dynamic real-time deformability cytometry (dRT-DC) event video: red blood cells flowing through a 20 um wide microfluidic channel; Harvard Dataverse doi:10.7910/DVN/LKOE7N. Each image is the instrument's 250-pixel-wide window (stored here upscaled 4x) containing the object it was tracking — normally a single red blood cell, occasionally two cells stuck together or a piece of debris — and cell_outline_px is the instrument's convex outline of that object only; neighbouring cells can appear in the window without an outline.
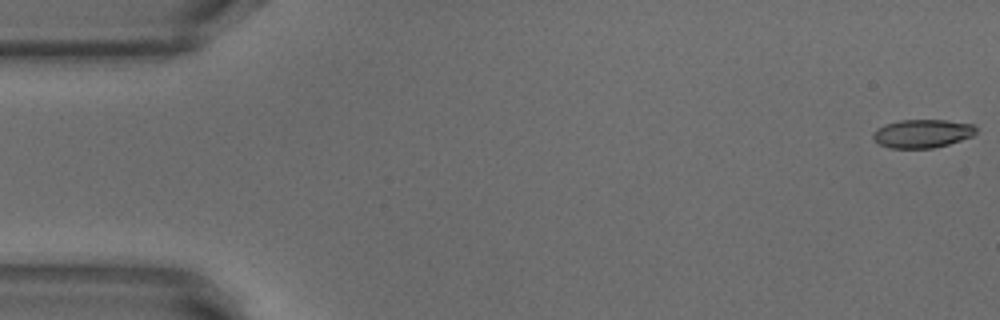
{"species": "common noctule bat (a hibernating species)", "species_latin": "Nyctalus noctula", "temperature_condition": "warm", "stored_images_in_passage": 52, "camera_frame_rate_fps": 3000, "um_per_image_px": 0.085, "animal": {"sex": "male", "body_mass_g": 18.8}, "frame": {"image": 1, "passage_image": 1, "time_ms": 0.0, "image_size_px": [1000, 320], "cell_outline_px": [[976, 132], [972, 136], [948, 144], [932, 148], [892, 148], [880, 144], [872, 136], [872, 132], [876, 128], [884, 124], [900, 120], [948, 120], [976, 124]], "centroid_in_image_um": [78.4, 11.33], "position_along_channel_um": 6.6, "area_um2": 17.11}}
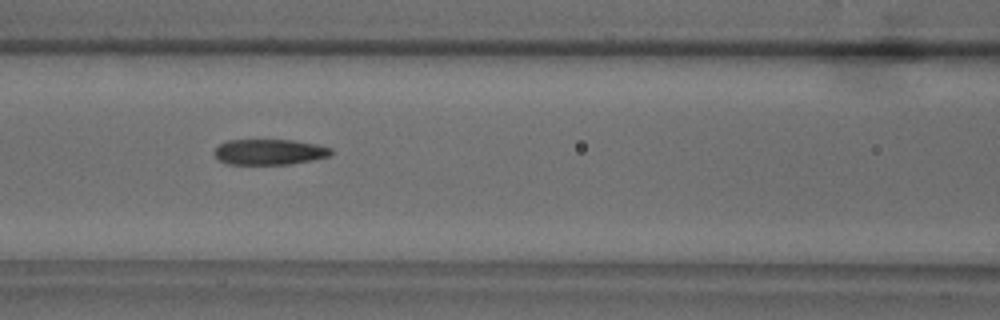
{"frame": {"image": 2, "passage_image": 22, "time_ms": 7.0, "image_size_px": [1000, 320], "cell_outline_px": [[332, 156], [292, 164], [228, 164], [220, 160], [212, 152], [224, 140], [292, 140], [316, 144], [332, 148]], "centroid_in_image_um": [22.92, 12.91], "position_along_channel_um": 143.7, "area_um2": 17.51}}
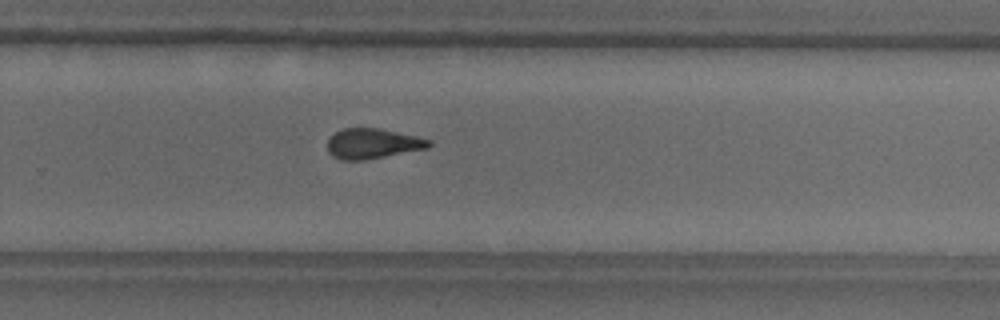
{"frame": {"image": 3, "passage_image": 34, "time_ms": 11.0, "image_size_px": [1000, 320], "cell_outline_px": [[432, 144], [428, 148], [364, 160], [340, 160], [332, 156], [328, 152], [328, 140], [336, 132], [344, 128], [376, 128], [416, 136], [432, 140]], "centroid_in_image_um": [31.67, 12.21], "position_along_channel_um": 298.1, "area_um2": 17.69}, "authors_computed_cell_mechanics": {"area_um2": 18.1203, "velocity_mm_per_s": 3.8727, "shape_relaxation_time_tau1_ms": 6.8829, "shape_relaxation_time_tau2_ms": 1.9864, "deformation_change_tau1": 0.2016, "deformation_change_tau2": 0.0977}}